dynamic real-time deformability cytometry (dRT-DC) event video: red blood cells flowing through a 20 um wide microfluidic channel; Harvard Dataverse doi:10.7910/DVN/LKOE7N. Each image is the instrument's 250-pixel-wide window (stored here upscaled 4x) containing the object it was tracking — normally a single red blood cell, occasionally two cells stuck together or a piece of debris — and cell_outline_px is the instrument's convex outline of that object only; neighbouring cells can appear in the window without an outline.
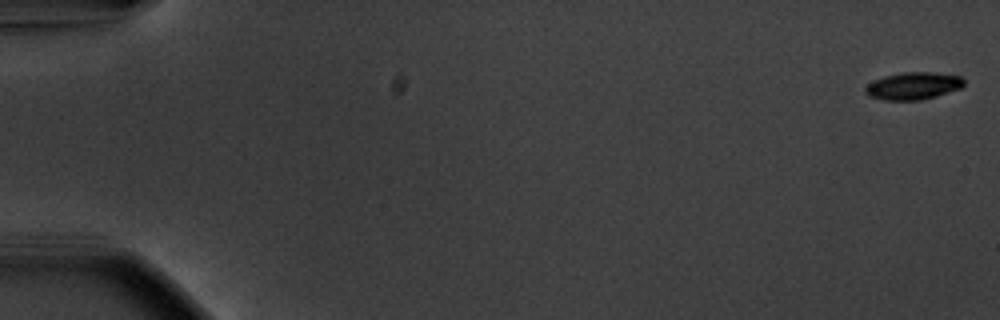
{"species": "common noctule bat (a hibernating species)", "species_latin": "Nyctalus noctula", "temperature_condition": "warm", "stored_images_in_passage": 56, "camera_frame_rate_fps": 3000, "um_per_image_px": 0.085, "animal": {"sex": "male", "body_mass_g": 20.1, "forearm_length_mm": 53.5}, "frame": {"image": 1, "passage_image": 1, "time_ms": 0.0, "image_size_px": [1000, 320], "cell_outline_px": [[964, 84], [960, 88], [936, 96], [920, 100], [884, 100], [868, 96], [864, 92], [864, 88], [868, 84], [884, 76], [904, 72], [932, 72], [960, 76], [964, 80]], "centroid_in_image_um": [77.6, 7.3], "position_along_channel_um": 7.4, "area_um2": 15.61}}
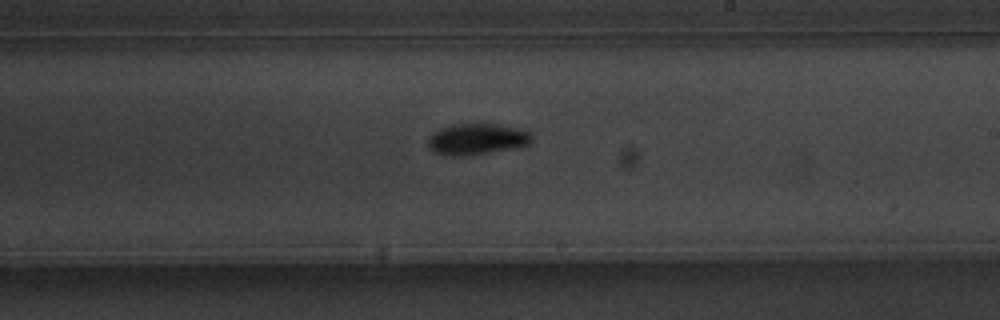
{"frame": {"image": 2, "passage_image": 34, "time_ms": 11.0, "image_size_px": [1000, 320], "cell_outline_px": [[532, 140], [528, 144], [512, 148], [488, 152], [460, 156], [452, 156], [432, 152], [428, 148], [428, 136], [432, 132], [440, 128], [452, 124], [496, 124], [516, 128], [532, 132]], "centroid_in_image_um": [40.48, 11.82], "position_along_channel_um": 248.5, "area_um2": 18.79}}
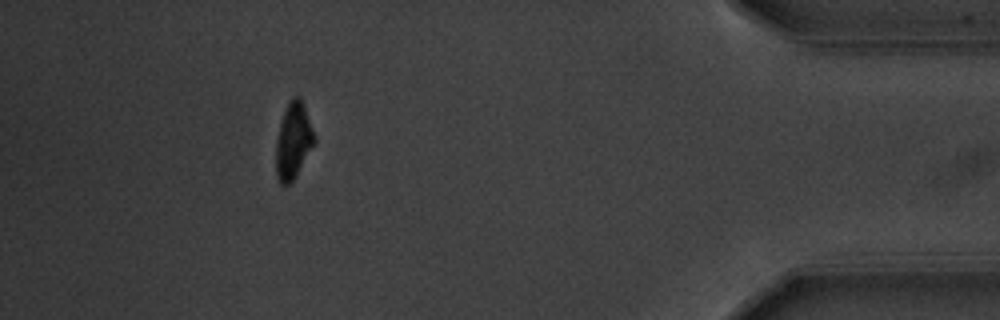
{"frame": {"image": 3, "passage_image": 51, "time_ms": 16.667, "image_size_px": [1000, 320], "cell_outline_px": [[316, 140], [296, 176], [284, 188], [280, 184], [276, 176], [276, 140], [284, 108], [288, 100], [292, 96], [300, 96], [304, 104], [316, 136]], "centroid_in_image_um": [24.93, 11.94], "position_along_channel_um": 410.3, "area_um2": 17.34}, "authors_computed_cell_mechanics": {"area_um2": 17.34, "velocity_mm_per_s": 3.7159, "shape_relaxation_time_tau1_ms": 2.1457, "shape_relaxation_time_tau2_ms": null, "deformation_change_tau1": 0.1225, "deformation_change_tau2": null}}